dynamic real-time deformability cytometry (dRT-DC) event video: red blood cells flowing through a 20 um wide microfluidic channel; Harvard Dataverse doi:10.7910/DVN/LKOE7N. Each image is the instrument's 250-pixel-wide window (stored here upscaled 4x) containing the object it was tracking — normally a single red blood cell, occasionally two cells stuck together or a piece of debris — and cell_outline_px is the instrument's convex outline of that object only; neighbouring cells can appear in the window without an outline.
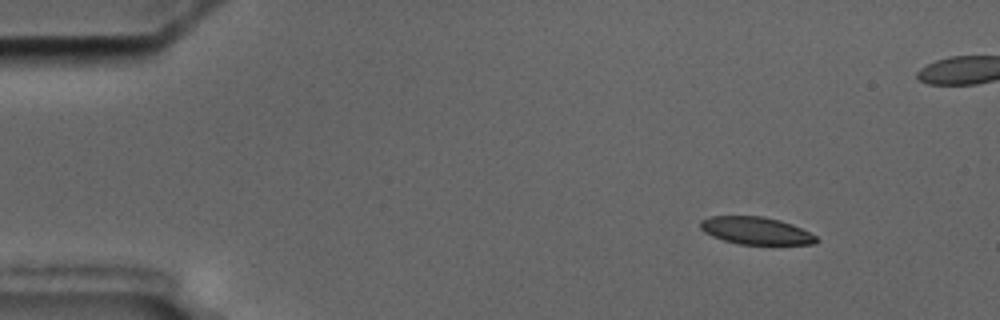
{"species": "common noctule bat (a hibernating species)", "species_latin": "Nyctalus noctula", "temperature_condition": "cold", "stored_images_in_passage": 52, "camera_frame_rate_fps": 3000, "um_per_image_px": 0.085, "animal": {"sex": "male", "body_mass_g": 17.5, "forearm_length_mm": 52.3}, "frame": {"image": 1, "passage_image": 1, "time_ms": 0.0, "image_size_px": [1000, 320], "cell_outline_px": [[820, 240], [816, 244], [740, 244], [724, 240], [712, 236], [704, 232], [700, 228], [700, 220], [708, 216], [764, 216], [780, 220], [792, 224], [816, 236]], "centroid_in_image_um": [64.24, 19.6], "position_along_channel_um": 20.8, "area_um2": 18.55}}
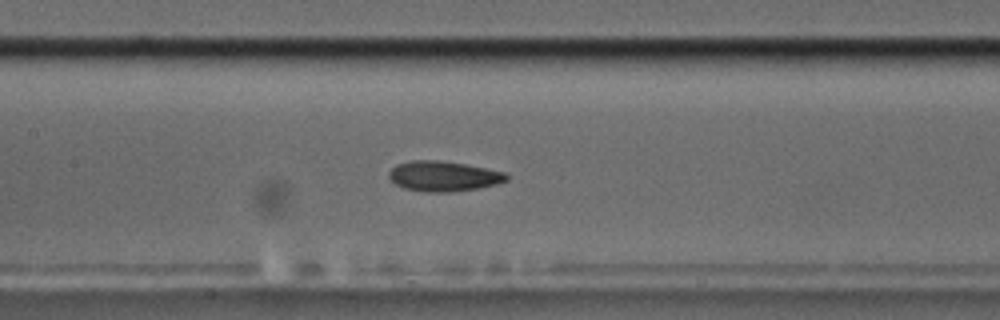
{"frame": {"image": 2, "passage_image": 21, "time_ms": 6.667, "image_size_px": [1000, 320], "cell_outline_px": [[508, 180], [496, 184], [480, 188], [448, 192], [424, 192], [404, 188], [396, 184], [388, 176], [388, 172], [396, 164], [412, 160], [436, 160], [464, 164], [504, 172], [508, 176]], "centroid_in_image_um": [37.67, 14.98], "position_along_channel_um": 169.7, "area_um2": 20.58}}
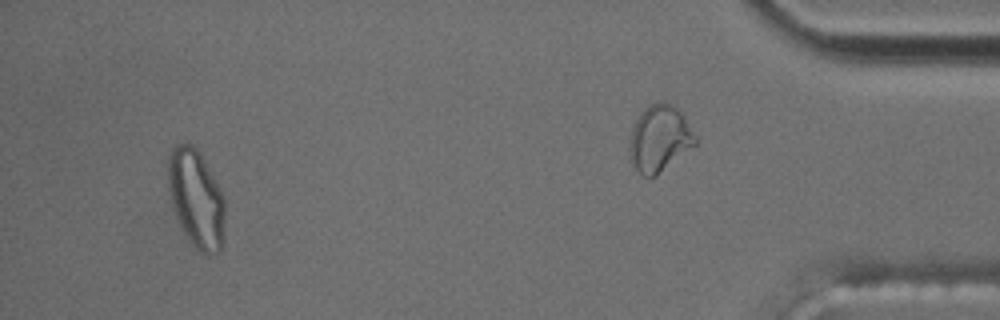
{"frame": {"image": 3, "passage_image": 48, "time_ms": 15.667, "image_size_px": [1000, 320], "cell_outline_px": [[224, 244], [220, 252], [208, 256], [196, 248], [188, 240], [176, 216], [172, 204], [168, 188], [168, 156], [172, 148], [176, 144], [192, 144], [200, 156], [220, 188], [224, 196]], "centroid_in_image_um": [16.68, 16.94], "position_along_channel_um": 418.5, "area_um2": 32.31}, "authors_computed_cell_mechanics": {"area_um2": 20.5768, "velocity_mm_per_s": 3.554, "shape_relaxation_time_tau1_ms": 7.2183, "shape_relaxation_time_tau2_ms": 2.6337, "deformation_change_tau1": 0.2028, "deformation_change_tau2": 0.0947}}